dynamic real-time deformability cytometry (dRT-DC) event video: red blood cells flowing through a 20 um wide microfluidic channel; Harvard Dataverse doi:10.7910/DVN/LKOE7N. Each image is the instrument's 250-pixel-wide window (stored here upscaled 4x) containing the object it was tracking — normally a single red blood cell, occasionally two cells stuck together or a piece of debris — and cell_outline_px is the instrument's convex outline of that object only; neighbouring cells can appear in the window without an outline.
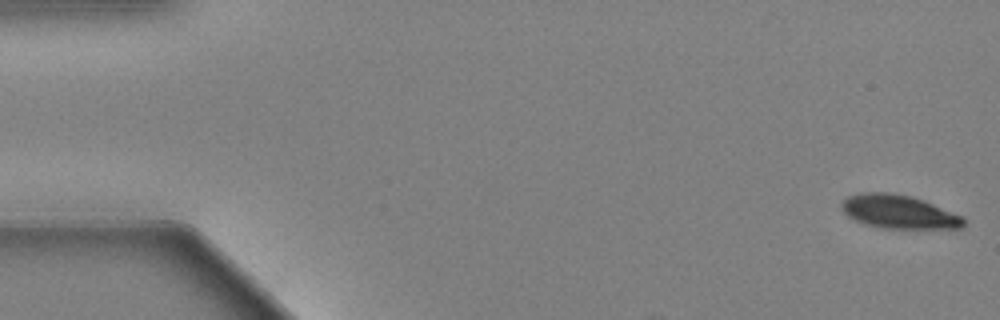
{"species": "Egyptian fruit bat (a non-hibernating species)", "species_latin": "Rousettus aegyptiacus", "temperature_condition": "warm", "stored_images_in_passage": 38, "camera_frame_rate_fps": 3000, "um_per_image_px": 0.085, "animal": {"sex": "female"}, "frame": {"image": 1, "passage_image": 1, "time_ms": 0.0, "image_size_px": [1000, 320], "cell_outline_px": [[964, 228], [880, 228], [864, 224], [848, 216], [840, 208], [840, 204], [848, 196], [864, 192], [884, 192], [912, 196], [964, 216]], "centroid_in_image_um": [76.39, 18.0], "position_along_channel_um": 8.6, "area_um2": 23.81}}
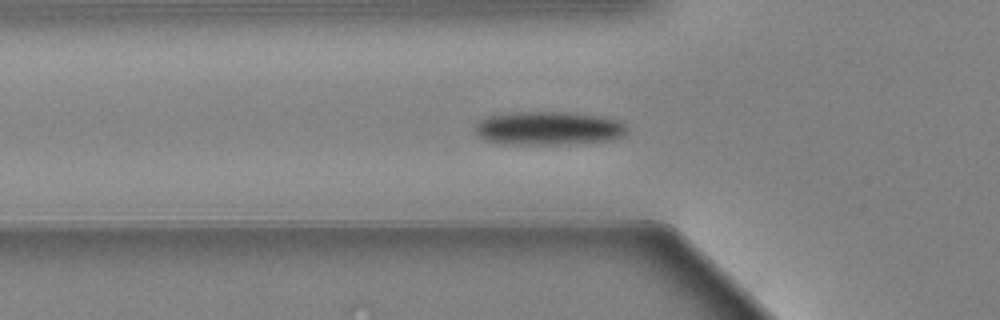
{"frame": {"image": 2, "passage_image": 19, "time_ms": 6.0, "image_size_px": [1000, 320], "cell_outline_px": [[628, 128], [624, 136], [616, 140], [548, 144], [516, 144], [488, 140], [480, 136], [476, 132], [476, 124], [480, 120], [488, 116], [512, 112], [568, 112], [600, 116], [616, 120], [624, 124]], "centroid_in_image_um": [46.68, 10.89], "position_along_channel_um": 79.1, "area_um2": 29.3}}
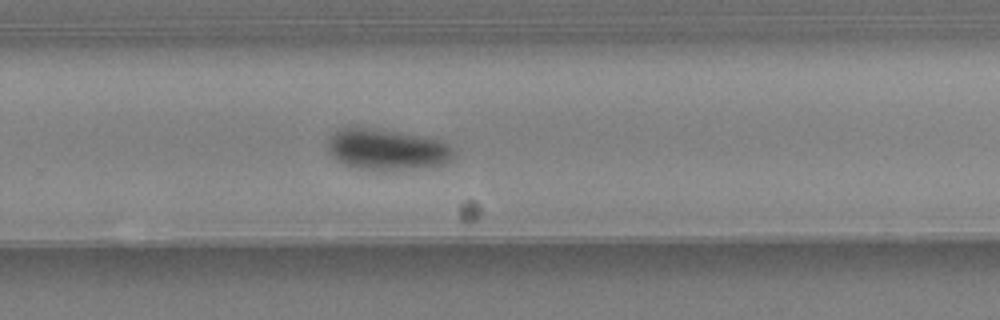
{"frame": {"image": 3, "passage_image": 37, "time_ms": 12.0, "image_size_px": [1000, 320], "cell_outline_px": [[452, 156], [444, 160], [432, 164], [348, 164], [340, 160], [328, 148], [328, 140], [336, 132], [344, 128], [364, 128], [392, 132], [440, 140], [448, 144], [452, 148]], "centroid_in_image_um": [32.83, 12.56], "position_along_channel_um": 297.0, "area_um2": 25.66}}